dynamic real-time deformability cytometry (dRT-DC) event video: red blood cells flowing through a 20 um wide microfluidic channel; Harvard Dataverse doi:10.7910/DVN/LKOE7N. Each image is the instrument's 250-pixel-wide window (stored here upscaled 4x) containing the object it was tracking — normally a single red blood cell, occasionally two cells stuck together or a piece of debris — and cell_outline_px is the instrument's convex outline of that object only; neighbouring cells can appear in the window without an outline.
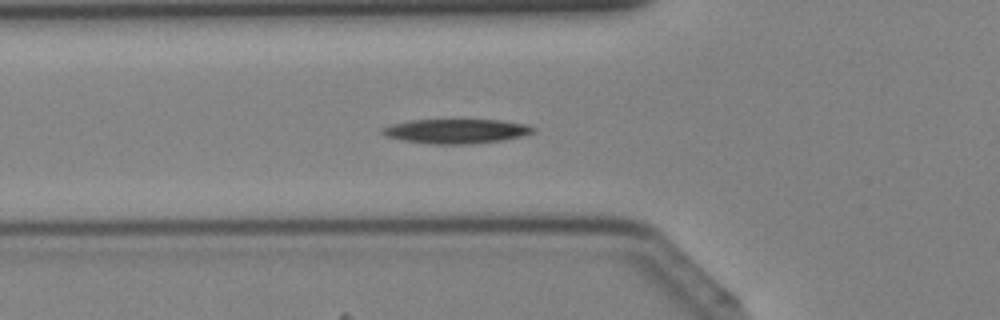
{"species": "Egyptian fruit bat (a non-hibernating species)", "species_latin": "Rousettus aegyptiacus", "temperature_condition": "cold", "stored_images_in_passage": 37, "camera_frame_rate_fps": 3000, "um_per_image_px": 0.085, "animal": {"sex": "female"}, "frame": {"image": 1, "passage_image": 9, "time_ms": 2.667, "image_size_px": [1000, 320], "cell_outline_px": [[536, 128], [532, 132], [520, 136], [500, 140], [472, 144], [432, 144], [404, 140], [388, 136], [380, 132], [380, 128], [392, 124], [412, 120], [500, 120], [524, 124]], "centroid_in_image_um": [38.74, 11.15], "position_along_channel_um": 87.1, "area_um2": 21.15}}
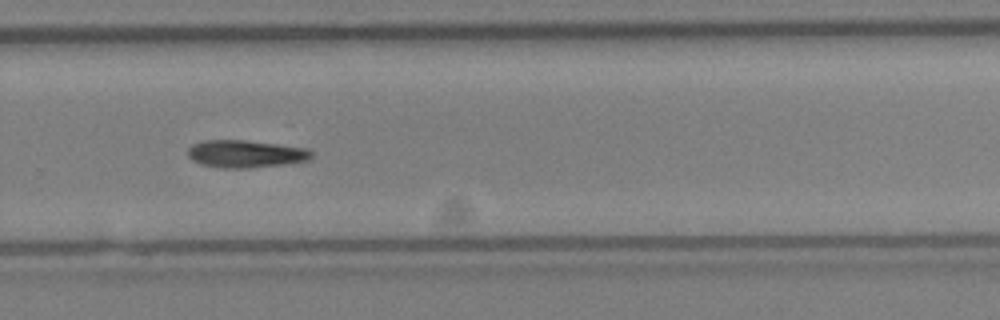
{"frame": {"image": 2, "passage_image": 23, "time_ms": 7.333, "image_size_px": [1000, 320], "cell_outline_px": [[312, 156], [308, 160], [284, 164], [248, 168], [224, 168], [204, 164], [192, 160], [188, 156], [188, 148], [192, 144], [204, 140], [244, 140], [308, 148], [312, 152]], "centroid_in_image_um": [20.87, 13.07], "position_along_channel_um": 308.9, "area_um2": 19.65}}
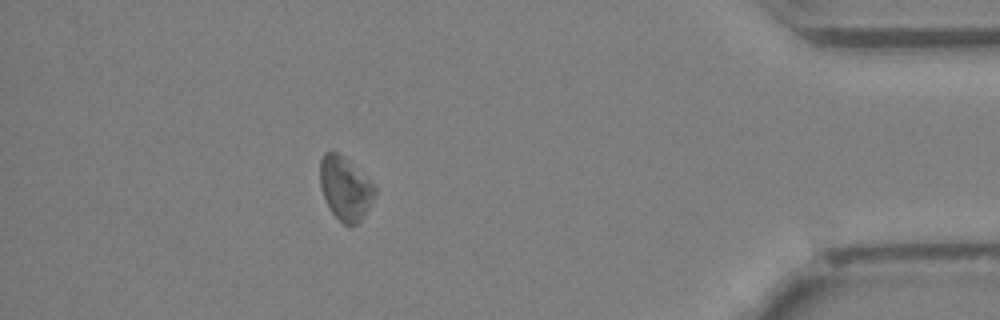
{"frame": {"image": 3, "passage_image": 32, "time_ms": 10.333, "image_size_px": [1000, 320], "cell_outline_px": [[376, 192], [368, 208], [360, 220], [356, 224], [344, 224], [332, 212], [324, 196], [320, 184], [320, 160], [324, 152], [336, 152], [372, 184], [376, 188]], "centroid_in_image_um": [29.31, 16.03], "position_along_channel_um": 405.9, "area_um2": 19.19}}